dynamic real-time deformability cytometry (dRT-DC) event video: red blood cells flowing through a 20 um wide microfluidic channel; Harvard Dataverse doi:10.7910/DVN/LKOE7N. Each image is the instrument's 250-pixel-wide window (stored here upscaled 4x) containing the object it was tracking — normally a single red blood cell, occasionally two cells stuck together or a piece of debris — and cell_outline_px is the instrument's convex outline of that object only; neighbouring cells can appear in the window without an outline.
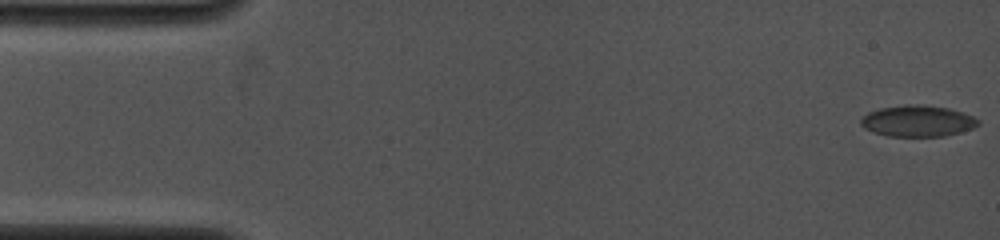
{"species": "common noctule bat (a hibernating species)", "species_latin": "Nyctalus noctula", "temperature_condition": "cold", "stored_images_in_passage": 23, "camera_frame_rate_fps": 4000, "um_per_image_px": 0.085, "animal": {"sex": "female", "body_mass_g": 19.0, "forearm_length_mm": 53.3}, "frame": {"image": 1, "passage_image": 1, "time_ms": 0.0, "image_size_px": [1000, 240], "cell_outline_px": [[980, 124], [972, 128], [960, 132], [944, 136], [888, 136], [864, 128], [860, 124], [860, 120], [868, 112], [880, 108], [904, 104], [924, 104], [948, 108], [964, 112], [980, 120]], "centroid_in_image_um": [78.02, 10.27], "position_along_channel_um": 7.0, "area_um2": 21.44}}
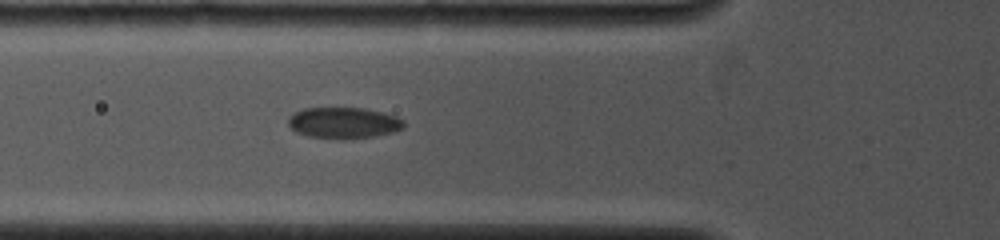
{"frame": {"image": 2, "passage_image": 14, "time_ms": 5.5, "image_size_px": [1000, 240], "cell_outline_px": [[404, 128], [392, 132], [372, 136], [344, 140], [340, 140], [308, 136], [296, 132], [288, 124], [288, 116], [304, 108], [364, 108], [384, 112], [396, 116], [404, 120]], "centroid_in_image_um": [29.21, 10.45], "position_along_channel_um": 96.6, "area_um2": 21.15}}
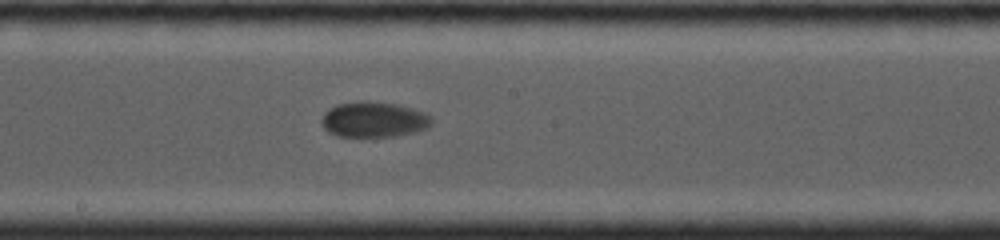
{"frame": {"image": 3, "passage_image": 23, "time_ms": 8.5, "image_size_px": [1000, 240], "cell_outline_px": [[432, 124], [428, 128], [416, 132], [396, 136], [336, 136], [328, 132], [320, 124], [320, 120], [324, 112], [328, 108], [336, 104], [364, 100], [368, 100], [400, 104], [424, 112], [432, 116]], "centroid_in_image_um": [31.76, 10.14], "position_along_channel_um": 216.4, "area_um2": 23.29}}